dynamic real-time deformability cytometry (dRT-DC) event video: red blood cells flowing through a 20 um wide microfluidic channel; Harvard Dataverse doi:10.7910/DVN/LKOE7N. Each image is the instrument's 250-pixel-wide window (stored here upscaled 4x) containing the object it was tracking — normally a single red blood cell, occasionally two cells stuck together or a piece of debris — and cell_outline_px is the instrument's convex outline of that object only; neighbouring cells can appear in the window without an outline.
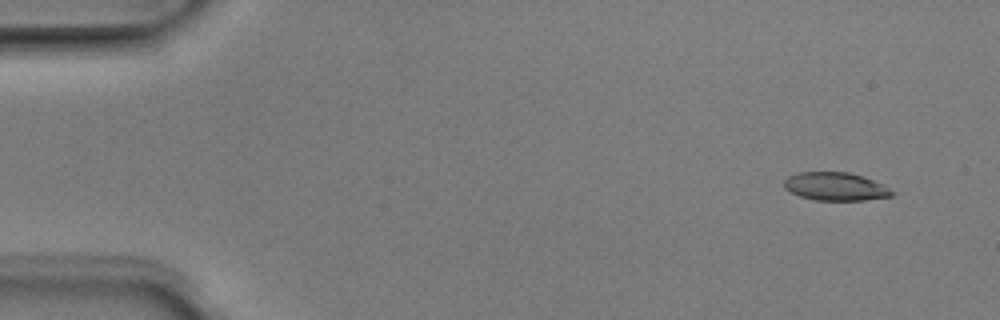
{"species": "Egyptian fruit bat (a non-hibernating species)", "species_latin": "Rousettus aegyptiacus", "temperature_condition": "room temperature", "stored_images_in_passage": 4, "camera_frame_rate_fps": 3000, "um_per_image_px": 0.085, "animal": {"sex": "male"}, "frame": {"image": 1, "passage_image": 1, "time_ms": 0.0, "image_size_px": [1000, 320], "cell_outline_px": [[896, 192], [892, 196], [864, 200], [816, 200], [800, 196], [784, 188], [784, 180], [788, 176], [796, 172], [848, 172], [864, 176]], "centroid_in_image_um": [71.0, 15.84], "position_along_channel_um": 14.0, "area_um2": 17.63}}
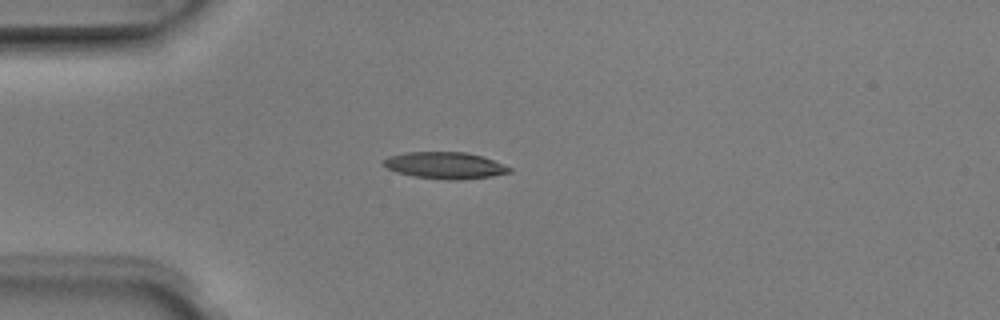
{"frame": {"image": 2, "passage_image": 3, "time_ms": 0.667, "image_size_px": [1000, 320], "cell_outline_px": [[512, 172], [492, 176], [460, 180], [448, 180], [412, 176], [396, 172], [380, 164], [380, 160], [388, 156], [404, 152], [464, 152], [480, 156], [492, 160], [512, 168]], "centroid_in_image_um": [37.75, 14.06], "position_along_channel_um": 47.2, "area_um2": 19.71}}